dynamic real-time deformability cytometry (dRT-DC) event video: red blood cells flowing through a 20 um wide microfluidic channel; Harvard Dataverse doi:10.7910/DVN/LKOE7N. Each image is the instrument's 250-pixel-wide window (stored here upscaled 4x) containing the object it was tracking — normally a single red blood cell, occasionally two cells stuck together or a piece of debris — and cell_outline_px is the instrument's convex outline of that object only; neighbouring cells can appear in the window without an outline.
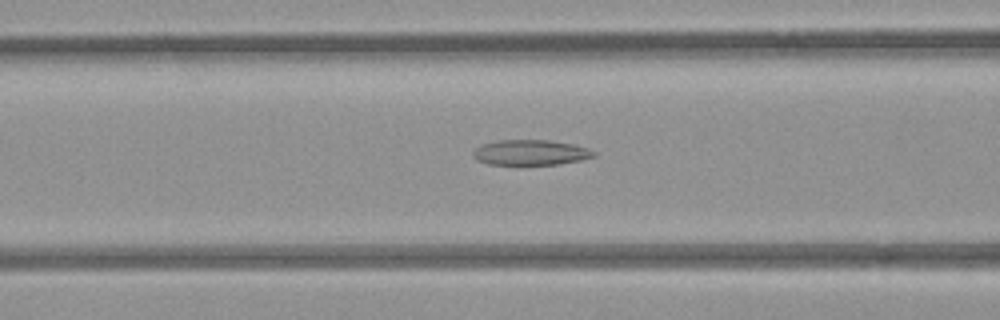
{"species": "common noctule bat (a hibernating species)", "species_latin": "Nyctalus noctula", "temperature_condition": "room temperature", "stored_images_in_passage": 49, "camera_frame_rate_fps": 3000, "um_per_image_px": 0.085, "animal": {"sex": "female", "body_mass_g": 21.9}, "frame": {"image": 1, "passage_image": 20, "time_ms": 6.333, "image_size_px": [1000, 320], "cell_outline_px": [[596, 156], [580, 160], [560, 164], [488, 164], [476, 160], [472, 156], [472, 152], [476, 148], [484, 144], [500, 140], [548, 140], [572, 144], [588, 148], [596, 152]], "centroid_in_image_um": [45.1, 12.96], "position_along_channel_um": 121.5, "area_um2": 17.69}}
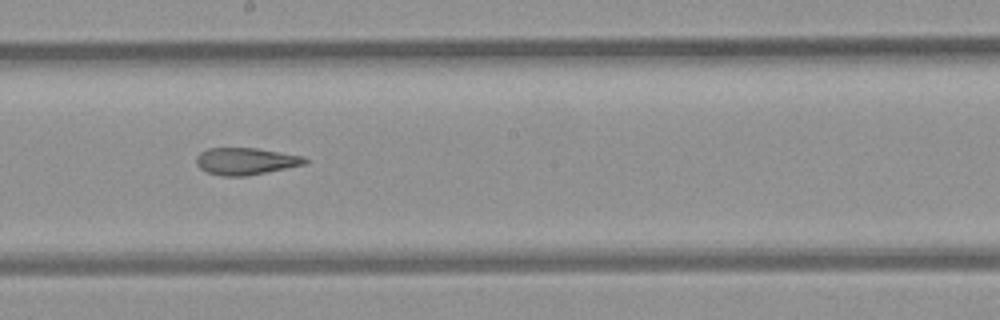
{"frame": {"image": 2, "passage_image": 28, "time_ms": 9.0, "image_size_px": [1000, 320], "cell_outline_px": [[308, 164], [244, 176], [220, 176], [208, 172], [200, 168], [196, 164], [196, 156], [200, 152], [208, 148], [256, 148], [304, 156], [308, 160]], "centroid_in_image_um": [20.89, 13.7], "position_along_channel_um": 227.3, "area_um2": 17.11}}
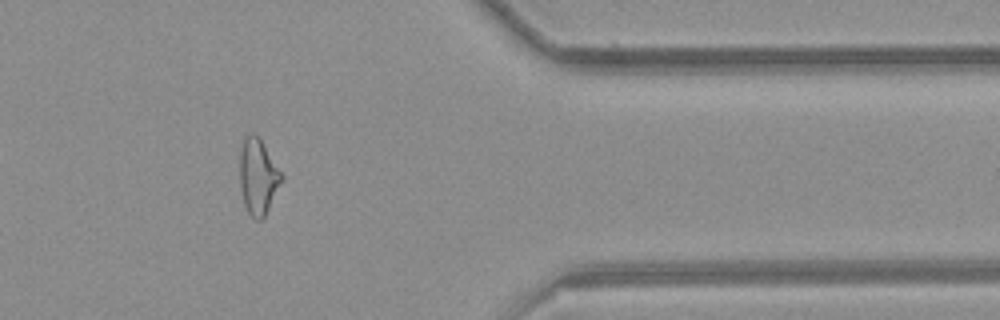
{"frame": {"image": 3, "passage_image": 42, "time_ms": 13.667, "image_size_px": [1000, 320], "cell_outline_px": [[284, 180], [264, 216], [260, 220], [256, 220], [248, 212], [244, 204], [240, 188], [240, 148], [244, 136], [252, 132], [260, 140], [284, 176]], "centroid_in_image_um": [21.93, 15.02], "position_along_channel_um": 389.5, "area_um2": 18.32}}